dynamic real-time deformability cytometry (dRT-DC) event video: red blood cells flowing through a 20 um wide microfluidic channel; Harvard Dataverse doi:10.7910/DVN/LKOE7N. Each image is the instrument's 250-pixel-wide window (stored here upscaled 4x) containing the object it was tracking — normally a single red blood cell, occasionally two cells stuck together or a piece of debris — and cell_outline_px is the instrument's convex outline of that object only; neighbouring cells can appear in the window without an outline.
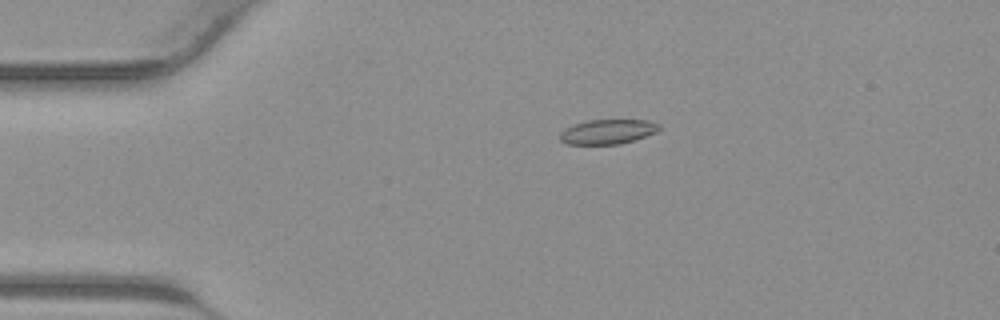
{"species": "common noctule bat (a hibernating species)", "species_latin": "Nyctalus noctula", "temperature_condition": "warm", "stored_images_in_passage": 34, "camera_frame_rate_fps": 3000, "um_per_image_px": 0.085, "animal": {"sex": "male", "body_mass_g": 23.1, "forearm_length_mm": 52.7}, "frame": {"image": 1, "passage_image": 1, "time_ms": 0.0, "image_size_px": [1000, 320], "cell_outline_px": [[660, 128], [656, 132], [620, 144], [568, 144], [560, 140], [560, 132], [564, 128], [572, 124], [588, 120], [648, 120], [660, 124]], "centroid_in_image_um": [51.62, 11.18], "position_along_channel_um": 33.4, "area_um2": 14.22}}
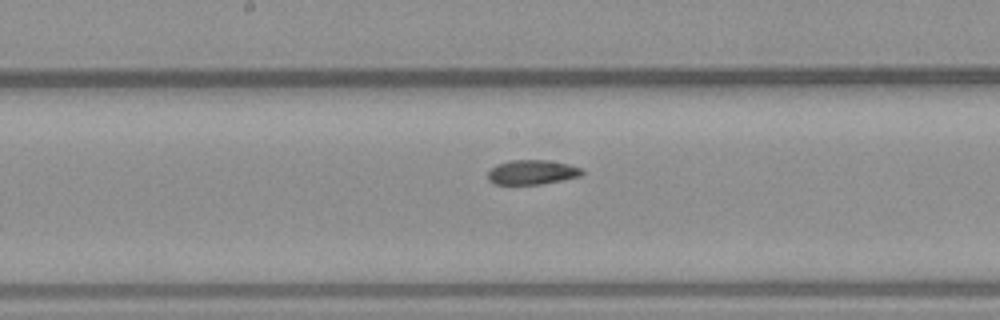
{"frame": {"image": 2, "passage_image": 14, "time_ms": 4.333, "image_size_px": [1000, 320], "cell_outline_px": [[584, 172], [580, 176], [540, 184], [492, 184], [488, 180], [488, 172], [496, 164], [512, 160], [548, 160], [568, 164], [584, 168]], "centroid_in_image_um": [45.22, 14.63], "position_along_channel_um": 203.0, "area_um2": 13.47}}
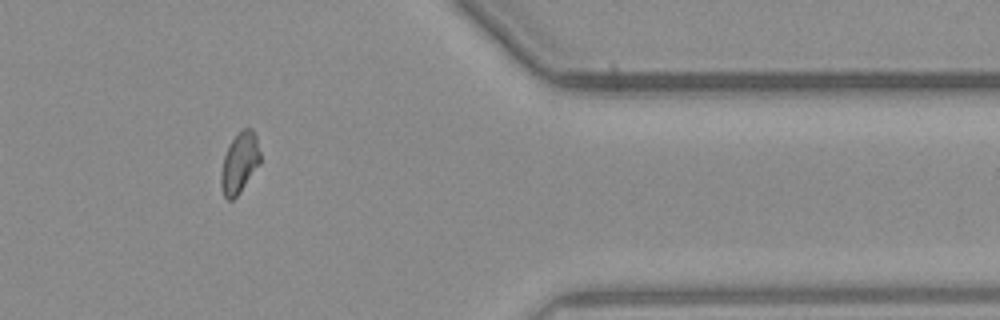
{"frame": {"image": 3, "passage_image": 27, "time_ms": 8.667, "image_size_px": [1000, 320], "cell_outline_px": [[260, 164], [240, 192], [232, 200], [228, 200], [224, 196], [220, 184], [220, 172], [224, 156], [232, 140], [240, 128], [252, 128], [256, 136], [260, 152]], "centroid_in_image_um": [20.36, 13.83], "position_along_channel_um": 391.0, "area_um2": 13.93}}